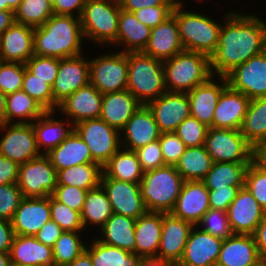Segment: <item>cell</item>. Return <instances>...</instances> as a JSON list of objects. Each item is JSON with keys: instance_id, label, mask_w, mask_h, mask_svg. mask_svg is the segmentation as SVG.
I'll use <instances>...</instances> for the list:
<instances>
[{"instance_id": "obj_15", "label": "cell", "mask_w": 266, "mask_h": 266, "mask_svg": "<svg viewBox=\"0 0 266 266\" xmlns=\"http://www.w3.org/2000/svg\"><path fill=\"white\" fill-rule=\"evenodd\" d=\"M89 83V59L84 54L60 59L57 77L52 86L54 111L79 88Z\"/></svg>"}, {"instance_id": "obj_45", "label": "cell", "mask_w": 266, "mask_h": 266, "mask_svg": "<svg viewBox=\"0 0 266 266\" xmlns=\"http://www.w3.org/2000/svg\"><path fill=\"white\" fill-rule=\"evenodd\" d=\"M54 14L47 0H22L14 11L15 22L37 28L42 26Z\"/></svg>"}, {"instance_id": "obj_24", "label": "cell", "mask_w": 266, "mask_h": 266, "mask_svg": "<svg viewBox=\"0 0 266 266\" xmlns=\"http://www.w3.org/2000/svg\"><path fill=\"white\" fill-rule=\"evenodd\" d=\"M215 79L216 76L213 75L208 81L187 93L190 102V116L196 118L208 128L212 127L214 110L219 96L228 85L225 76H217L219 81Z\"/></svg>"}, {"instance_id": "obj_63", "label": "cell", "mask_w": 266, "mask_h": 266, "mask_svg": "<svg viewBox=\"0 0 266 266\" xmlns=\"http://www.w3.org/2000/svg\"><path fill=\"white\" fill-rule=\"evenodd\" d=\"M14 236L11 221L0 219V252L10 253Z\"/></svg>"}, {"instance_id": "obj_17", "label": "cell", "mask_w": 266, "mask_h": 266, "mask_svg": "<svg viewBox=\"0 0 266 266\" xmlns=\"http://www.w3.org/2000/svg\"><path fill=\"white\" fill-rule=\"evenodd\" d=\"M161 133L175 132L180 123L190 116L187 93L166 91L147 104Z\"/></svg>"}, {"instance_id": "obj_7", "label": "cell", "mask_w": 266, "mask_h": 266, "mask_svg": "<svg viewBox=\"0 0 266 266\" xmlns=\"http://www.w3.org/2000/svg\"><path fill=\"white\" fill-rule=\"evenodd\" d=\"M120 9L118 0H86L80 16L85 40L100 48L113 45L117 40Z\"/></svg>"}, {"instance_id": "obj_69", "label": "cell", "mask_w": 266, "mask_h": 266, "mask_svg": "<svg viewBox=\"0 0 266 266\" xmlns=\"http://www.w3.org/2000/svg\"><path fill=\"white\" fill-rule=\"evenodd\" d=\"M6 109V95L0 90V124L4 123Z\"/></svg>"}, {"instance_id": "obj_74", "label": "cell", "mask_w": 266, "mask_h": 266, "mask_svg": "<svg viewBox=\"0 0 266 266\" xmlns=\"http://www.w3.org/2000/svg\"><path fill=\"white\" fill-rule=\"evenodd\" d=\"M47 1L53 6L56 0H47Z\"/></svg>"}, {"instance_id": "obj_3", "label": "cell", "mask_w": 266, "mask_h": 266, "mask_svg": "<svg viewBox=\"0 0 266 266\" xmlns=\"http://www.w3.org/2000/svg\"><path fill=\"white\" fill-rule=\"evenodd\" d=\"M184 6V2L176 0L172 15L178 23L185 51L211 56L218 46L222 24L209 15L183 9Z\"/></svg>"}, {"instance_id": "obj_8", "label": "cell", "mask_w": 266, "mask_h": 266, "mask_svg": "<svg viewBox=\"0 0 266 266\" xmlns=\"http://www.w3.org/2000/svg\"><path fill=\"white\" fill-rule=\"evenodd\" d=\"M128 52L113 51L89 60V82L103 95L127 89Z\"/></svg>"}, {"instance_id": "obj_41", "label": "cell", "mask_w": 266, "mask_h": 266, "mask_svg": "<svg viewBox=\"0 0 266 266\" xmlns=\"http://www.w3.org/2000/svg\"><path fill=\"white\" fill-rule=\"evenodd\" d=\"M213 160L204 145L188 147L175 165L185 181H202L211 170Z\"/></svg>"}, {"instance_id": "obj_75", "label": "cell", "mask_w": 266, "mask_h": 266, "mask_svg": "<svg viewBox=\"0 0 266 266\" xmlns=\"http://www.w3.org/2000/svg\"><path fill=\"white\" fill-rule=\"evenodd\" d=\"M11 266H24V265H16V264H11Z\"/></svg>"}, {"instance_id": "obj_22", "label": "cell", "mask_w": 266, "mask_h": 266, "mask_svg": "<svg viewBox=\"0 0 266 266\" xmlns=\"http://www.w3.org/2000/svg\"><path fill=\"white\" fill-rule=\"evenodd\" d=\"M161 131L147 105L142 104L120 132L121 147L136 151L159 139Z\"/></svg>"}, {"instance_id": "obj_31", "label": "cell", "mask_w": 266, "mask_h": 266, "mask_svg": "<svg viewBox=\"0 0 266 266\" xmlns=\"http://www.w3.org/2000/svg\"><path fill=\"white\" fill-rule=\"evenodd\" d=\"M260 260L253 235L233 234L223 240L216 266H252Z\"/></svg>"}, {"instance_id": "obj_20", "label": "cell", "mask_w": 266, "mask_h": 266, "mask_svg": "<svg viewBox=\"0 0 266 266\" xmlns=\"http://www.w3.org/2000/svg\"><path fill=\"white\" fill-rule=\"evenodd\" d=\"M103 94L90 82L62 101L56 111L67 117L74 125L94 118H100Z\"/></svg>"}, {"instance_id": "obj_36", "label": "cell", "mask_w": 266, "mask_h": 266, "mask_svg": "<svg viewBox=\"0 0 266 266\" xmlns=\"http://www.w3.org/2000/svg\"><path fill=\"white\" fill-rule=\"evenodd\" d=\"M46 110L22 89L6 96L4 123L30 124Z\"/></svg>"}, {"instance_id": "obj_28", "label": "cell", "mask_w": 266, "mask_h": 266, "mask_svg": "<svg viewBox=\"0 0 266 266\" xmlns=\"http://www.w3.org/2000/svg\"><path fill=\"white\" fill-rule=\"evenodd\" d=\"M141 105L142 103L127 89L107 93L102 98L100 118L109 126L121 132Z\"/></svg>"}, {"instance_id": "obj_42", "label": "cell", "mask_w": 266, "mask_h": 266, "mask_svg": "<svg viewBox=\"0 0 266 266\" xmlns=\"http://www.w3.org/2000/svg\"><path fill=\"white\" fill-rule=\"evenodd\" d=\"M103 167L98 163H86L57 171V185H68L92 190L100 186Z\"/></svg>"}, {"instance_id": "obj_39", "label": "cell", "mask_w": 266, "mask_h": 266, "mask_svg": "<svg viewBox=\"0 0 266 266\" xmlns=\"http://www.w3.org/2000/svg\"><path fill=\"white\" fill-rule=\"evenodd\" d=\"M85 250L90 254L93 266H138L141 256L92 238ZM89 245V246H88Z\"/></svg>"}, {"instance_id": "obj_48", "label": "cell", "mask_w": 266, "mask_h": 266, "mask_svg": "<svg viewBox=\"0 0 266 266\" xmlns=\"http://www.w3.org/2000/svg\"><path fill=\"white\" fill-rule=\"evenodd\" d=\"M26 65L0 61V90L7 96L22 89Z\"/></svg>"}, {"instance_id": "obj_56", "label": "cell", "mask_w": 266, "mask_h": 266, "mask_svg": "<svg viewBox=\"0 0 266 266\" xmlns=\"http://www.w3.org/2000/svg\"><path fill=\"white\" fill-rule=\"evenodd\" d=\"M143 172L165 166L159 139L136 150Z\"/></svg>"}, {"instance_id": "obj_72", "label": "cell", "mask_w": 266, "mask_h": 266, "mask_svg": "<svg viewBox=\"0 0 266 266\" xmlns=\"http://www.w3.org/2000/svg\"><path fill=\"white\" fill-rule=\"evenodd\" d=\"M0 10H4V11H13V10L8 6V3L5 2V0H0Z\"/></svg>"}, {"instance_id": "obj_60", "label": "cell", "mask_w": 266, "mask_h": 266, "mask_svg": "<svg viewBox=\"0 0 266 266\" xmlns=\"http://www.w3.org/2000/svg\"><path fill=\"white\" fill-rule=\"evenodd\" d=\"M85 2L86 0H56L52 8L54 14L72 15L80 18Z\"/></svg>"}, {"instance_id": "obj_54", "label": "cell", "mask_w": 266, "mask_h": 266, "mask_svg": "<svg viewBox=\"0 0 266 266\" xmlns=\"http://www.w3.org/2000/svg\"><path fill=\"white\" fill-rule=\"evenodd\" d=\"M159 142L165 165L175 166L185 152L186 145L175 132L161 133Z\"/></svg>"}, {"instance_id": "obj_37", "label": "cell", "mask_w": 266, "mask_h": 266, "mask_svg": "<svg viewBox=\"0 0 266 266\" xmlns=\"http://www.w3.org/2000/svg\"><path fill=\"white\" fill-rule=\"evenodd\" d=\"M103 173L112 179L140 183L143 170L136 151L121 147L103 166Z\"/></svg>"}, {"instance_id": "obj_19", "label": "cell", "mask_w": 266, "mask_h": 266, "mask_svg": "<svg viewBox=\"0 0 266 266\" xmlns=\"http://www.w3.org/2000/svg\"><path fill=\"white\" fill-rule=\"evenodd\" d=\"M50 220V196L23 197L11 223L15 235L35 236Z\"/></svg>"}, {"instance_id": "obj_71", "label": "cell", "mask_w": 266, "mask_h": 266, "mask_svg": "<svg viewBox=\"0 0 266 266\" xmlns=\"http://www.w3.org/2000/svg\"><path fill=\"white\" fill-rule=\"evenodd\" d=\"M5 2L8 3V6L15 11L18 6L20 5V3L22 2V0H5Z\"/></svg>"}, {"instance_id": "obj_13", "label": "cell", "mask_w": 266, "mask_h": 266, "mask_svg": "<svg viewBox=\"0 0 266 266\" xmlns=\"http://www.w3.org/2000/svg\"><path fill=\"white\" fill-rule=\"evenodd\" d=\"M225 77L232 89L250 100L266 97V51L249 58Z\"/></svg>"}, {"instance_id": "obj_33", "label": "cell", "mask_w": 266, "mask_h": 266, "mask_svg": "<svg viewBox=\"0 0 266 266\" xmlns=\"http://www.w3.org/2000/svg\"><path fill=\"white\" fill-rule=\"evenodd\" d=\"M162 234V213L147 211L135 223L134 253L141 257H156Z\"/></svg>"}, {"instance_id": "obj_18", "label": "cell", "mask_w": 266, "mask_h": 266, "mask_svg": "<svg viewBox=\"0 0 266 266\" xmlns=\"http://www.w3.org/2000/svg\"><path fill=\"white\" fill-rule=\"evenodd\" d=\"M233 234L253 235L265 217V210L252 194L242 187L227 210Z\"/></svg>"}, {"instance_id": "obj_43", "label": "cell", "mask_w": 266, "mask_h": 266, "mask_svg": "<svg viewBox=\"0 0 266 266\" xmlns=\"http://www.w3.org/2000/svg\"><path fill=\"white\" fill-rule=\"evenodd\" d=\"M240 131L252 147L266 139V97L250 101Z\"/></svg>"}, {"instance_id": "obj_46", "label": "cell", "mask_w": 266, "mask_h": 266, "mask_svg": "<svg viewBox=\"0 0 266 266\" xmlns=\"http://www.w3.org/2000/svg\"><path fill=\"white\" fill-rule=\"evenodd\" d=\"M22 90L37 101L46 111H54L52 87L25 68Z\"/></svg>"}, {"instance_id": "obj_62", "label": "cell", "mask_w": 266, "mask_h": 266, "mask_svg": "<svg viewBox=\"0 0 266 266\" xmlns=\"http://www.w3.org/2000/svg\"><path fill=\"white\" fill-rule=\"evenodd\" d=\"M121 9L134 12L144 7L156 5H176V0H118Z\"/></svg>"}, {"instance_id": "obj_73", "label": "cell", "mask_w": 266, "mask_h": 266, "mask_svg": "<svg viewBox=\"0 0 266 266\" xmlns=\"http://www.w3.org/2000/svg\"><path fill=\"white\" fill-rule=\"evenodd\" d=\"M252 266H266V261L265 260H260V261H258L256 264H254Z\"/></svg>"}, {"instance_id": "obj_16", "label": "cell", "mask_w": 266, "mask_h": 266, "mask_svg": "<svg viewBox=\"0 0 266 266\" xmlns=\"http://www.w3.org/2000/svg\"><path fill=\"white\" fill-rule=\"evenodd\" d=\"M194 225L172 213H162V234L157 256L162 261L177 265Z\"/></svg>"}, {"instance_id": "obj_5", "label": "cell", "mask_w": 266, "mask_h": 266, "mask_svg": "<svg viewBox=\"0 0 266 266\" xmlns=\"http://www.w3.org/2000/svg\"><path fill=\"white\" fill-rule=\"evenodd\" d=\"M184 182L175 166L165 165L144 172L139 186L146 209L151 212L171 213Z\"/></svg>"}, {"instance_id": "obj_47", "label": "cell", "mask_w": 266, "mask_h": 266, "mask_svg": "<svg viewBox=\"0 0 266 266\" xmlns=\"http://www.w3.org/2000/svg\"><path fill=\"white\" fill-rule=\"evenodd\" d=\"M50 208L51 220H53L58 226H60L63 231H85L81 221V213L74 211L64 203L57 201L52 195L50 196Z\"/></svg>"}, {"instance_id": "obj_58", "label": "cell", "mask_w": 266, "mask_h": 266, "mask_svg": "<svg viewBox=\"0 0 266 266\" xmlns=\"http://www.w3.org/2000/svg\"><path fill=\"white\" fill-rule=\"evenodd\" d=\"M242 187H216V190H209V205L211 209L227 212L229 205L237 196Z\"/></svg>"}, {"instance_id": "obj_30", "label": "cell", "mask_w": 266, "mask_h": 266, "mask_svg": "<svg viewBox=\"0 0 266 266\" xmlns=\"http://www.w3.org/2000/svg\"><path fill=\"white\" fill-rule=\"evenodd\" d=\"M11 264L24 266H54L53 248L35 236L15 235L10 249Z\"/></svg>"}, {"instance_id": "obj_9", "label": "cell", "mask_w": 266, "mask_h": 266, "mask_svg": "<svg viewBox=\"0 0 266 266\" xmlns=\"http://www.w3.org/2000/svg\"><path fill=\"white\" fill-rule=\"evenodd\" d=\"M74 128L89 147L92 159L102 167L121 148L120 132L101 118L81 121Z\"/></svg>"}, {"instance_id": "obj_67", "label": "cell", "mask_w": 266, "mask_h": 266, "mask_svg": "<svg viewBox=\"0 0 266 266\" xmlns=\"http://www.w3.org/2000/svg\"><path fill=\"white\" fill-rule=\"evenodd\" d=\"M138 266H175V265L162 261L158 257H141Z\"/></svg>"}, {"instance_id": "obj_10", "label": "cell", "mask_w": 266, "mask_h": 266, "mask_svg": "<svg viewBox=\"0 0 266 266\" xmlns=\"http://www.w3.org/2000/svg\"><path fill=\"white\" fill-rule=\"evenodd\" d=\"M204 146L213 162H252V146L240 130L209 127Z\"/></svg>"}, {"instance_id": "obj_66", "label": "cell", "mask_w": 266, "mask_h": 266, "mask_svg": "<svg viewBox=\"0 0 266 266\" xmlns=\"http://www.w3.org/2000/svg\"><path fill=\"white\" fill-rule=\"evenodd\" d=\"M15 23L14 11L0 10V35Z\"/></svg>"}, {"instance_id": "obj_34", "label": "cell", "mask_w": 266, "mask_h": 266, "mask_svg": "<svg viewBox=\"0 0 266 266\" xmlns=\"http://www.w3.org/2000/svg\"><path fill=\"white\" fill-rule=\"evenodd\" d=\"M46 156L56 171L80 164L96 163L89 147L75 130Z\"/></svg>"}, {"instance_id": "obj_14", "label": "cell", "mask_w": 266, "mask_h": 266, "mask_svg": "<svg viewBox=\"0 0 266 266\" xmlns=\"http://www.w3.org/2000/svg\"><path fill=\"white\" fill-rule=\"evenodd\" d=\"M100 185L107 193L113 213L137 220L148 211L141 195L139 183L108 178L102 173Z\"/></svg>"}, {"instance_id": "obj_44", "label": "cell", "mask_w": 266, "mask_h": 266, "mask_svg": "<svg viewBox=\"0 0 266 266\" xmlns=\"http://www.w3.org/2000/svg\"><path fill=\"white\" fill-rule=\"evenodd\" d=\"M82 233L63 231L53 246L54 266H69L85 250Z\"/></svg>"}, {"instance_id": "obj_32", "label": "cell", "mask_w": 266, "mask_h": 266, "mask_svg": "<svg viewBox=\"0 0 266 266\" xmlns=\"http://www.w3.org/2000/svg\"><path fill=\"white\" fill-rule=\"evenodd\" d=\"M151 28L141 23L133 12L120 9L117 40L112 45L121 52H141L148 44Z\"/></svg>"}, {"instance_id": "obj_6", "label": "cell", "mask_w": 266, "mask_h": 266, "mask_svg": "<svg viewBox=\"0 0 266 266\" xmlns=\"http://www.w3.org/2000/svg\"><path fill=\"white\" fill-rule=\"evenodd\" d=\"M127 90L142 104L160 97L166 90L163 61L141 52H128Z\"/></svg>"}, {"instance_id": "obj_25", "label": "cell", "mask_w": 266, "mask_h": 266, "mask_svg": "<svg viewBox=\"0 0 266 266\" xmlns=\"http://www.w3.org/2000/svg\"><path fill=\"white\" fill-rule=\"evenodd\" d=\"M250 101L246 95L227 85L217 101L212 127L240 130Z\"/></svg>"}, {"instance_id": "obj_65", "label": "cell", "mask_w": 266, "mask_h": 266, "mask_svg": "<svg viewBox=\"0 0 266 266\" xmlns=\"http://www.w3.org/2000/svg\"><path fill=\"white\" fill-rule=\"evenodd\" d=\"M252 163L266 172V139L257 142L252 147Z\"/></svg>"}, {"instance_id": "obj_29", "label": "cell", "mask_w": 266, "mask_h": 266, "mask_svg": "<svg viewBox=\"0 0 266 266\" xmlns=\"http://www.w3.org/2000/svg\"><path fill=\"white\" fill-rule=\"evenodd\" d=\"M57 111H45L33 123L37 146L41 154L46 155L56 148L74 130V124L67 118L56 119L53 116ZM65 120V121H64ZM68 128H67V127Z\"/></svg>"}, {"instance_id": "obj_57", "label": "cell", "mask_w": 266, "mask_h": 266, "mask_svg": "<svg viewBox=\"0 0 266 266\" xmlns=\"http://www.w3.org/2000/svg\"><path fill=\"white\" fill-rule=\"evenodd\" d=\"M175 5H156L134 11L136 18L144 25L154 28L172 15Z\"/></svg>"}, {"instance_id": "obj_55", "label": "cell", "mask_w": 266, "mask_h": 266, "mask_svg": "<svg viewBox=\"0 0 266 266\" xmlns=\"http://www.w3.org/2000/svg\"><path fill=\"white\" fill-rule=\"evenodd\" d=\"M87 192L88 190H83L74 186L57 185L52 196L72 210L81 213Z\"/></svg>"}, {"instance_id": "obj_4", "label": "cell", "mask_w": 266, "mask_h": 266, "mask_svg": "<svg viewBox=\"0 0 266 266\" xmlns=\"http://www.w3.org/2000/svg\"><path fill=\"white\" fill-rule=\"evenodd\" d=\"M165 85L168 92L188 93L212 76L210 56L182 51L163 61Z\"/></svg>"}, {"instance_id": "obj_70", "label": "cell", "mask_w": 266, "mask_h": 266, "mask_svg": "<svg viewBox=\"0 0 266 266\" xmlns=\"http://www.w3.org/2000/svg\"><path fill=\"white\" fill-rule=\"evenodd\" d=\"M0 266H11L9 253L0 252Z\"/></svg>"}, {"instance_id": "obj_52", "label": "cell", "mask_w": 266, "mask_h": 266, "mask_svg": "<svg viewBox=\"0 0 266 266\" xmlns=\"http://www.w3.org/2000/svg\"><path fill=\"white\" fill-rule=\"evenodd\" d=\"M244 187L266 212V172L251 162L245 173Z\"/></svg>"}, {"instance_id": "obj_2", "label": "cell", "mask_w": 266, "mask_h": 266, "mask_svg": "<svg viewBox=\"0 0 266 266\" xmlns=\"http://www.w3.org/2000/svg\"><path fill=\"white\" fill-rule=\"evenodd\" d=\"M84 40L80 18L53 14L34 30V54L59 59L75 57L83 54Z\"/></svg>"}, {"instance_id": "obj_35", "label": "cell", "mask_w": 266, "mask_h": 266, "mask_svg": "<svg viewBox=\"0 0 266 266\" xmlns=\"http://www.w3.org/2000/svg\"><path fill=\"white\" fill-rule=\"evenodd\" d=\"M136 220L113 213L99 230L97 239L111 246L134 253ZM102 232V233H101Z\"/></svg>"}, {"instance_id": "obj_40", "label": "cell", "mask_w": 266, "mask_h": 266, "mask_svg": "<svg viewBox=\"0 0 266 266\" xmlns=\"http://www.w3.org/2000/svg\"><path fill=\"white\" fill-rule=\"evenodd\" d=\"M112 214L111 203L101 185L87 192L81 212V221L84 229H87L89 225L90 227L93 225L94 228L98 227L100 230Z\"/></svg>"}, {"instance_id": "obj_23", "label": "cell", "mask_w": 266, "mask_h": 266, "mask_svg": "<svg viewBox=\"0 0 266 266\" xmlns=\"http://www.w3.org/2000/svg\"><path fill=\"white\" fill-rule=\"evenodd\" d=\"M209 209V190L205 183L185 181L171 213L197 226Z\"/></svg>"}, {"instance_id": "obj_26", "label": "cell", "mask_w": 266, "mask_h": 266, "mask_svg": "<svg viewBox=\"0 0 266 266\" xmlns=\"http://www.w3.org/2000/svg\"><path fill=\"white\" fill-rule=\"evenodd\" d=\"M35 28L15 22L0 35V61L26 63L34 55Z\"/></svg>"}, {"instance_id": "obj_51", "label": "cell", "mask_w": 266, "mask_h": 266, "mask_svg": "<svg viewBox=\"0 0 266 266\" xmlns=\"http://www.w3.org/2000/svg\"><path fill=\"white\" fill-rule=\"evenodd\" d=\"M59 61V58L41 57L34 54L25 65L37 78L45 80L52 87L57 77Z\"/></svg>"}, {"instance_id": "obj_64", "label": "cell", "mask_w": 266, "mask_h": 266, "mask_svg": "<svg viewBox=\"0 0 266 266\" xmlns=\"http://www.w3.org/2000/svg\"><path fill=\"white\" fill-rule=\"evenodd\" d=\"M261 260L266 261V215L253 234Z\"/></svg>"}, {"instance_id": "obj_59", "label": "cell", "mask_w": 266, "mask_h": 266, "mask_svg": "<svg viewBox=\"0 0 266 266\" xmlns=\"http://www.w3.org/2000/svg\"><path fill=\"white\" fill-rule=\"evenodd\" d=\"M63 230L53 220L46 222L35 235L41 243L53 248L56 240L61 236Z\"/></svg>"}, {"instance_id": "obj_12", "label": "cell", "mask_w": 266, "mask_h": 266, "mask_svg": "<svg viewBox=\"0 0 266 266\" xmlns=\"http://www.w3.org/2000/svg\"><path fill=\"white\" fill-rule=\"evenodd\" d=\"M0 132H5L0 138V155L9 158L18 165L42 155L37 146L32 123H2L0 124Z\"/></svg>"}, {"instance_id": "obj_49", "label": "cell", "mask_w": 266, "mask_h": 266, "mask_svg": "<svg viewBox=\"0 0 266 266\" xmlns=\"http://www.w3.org/2000/svg\"><path fill=\"white\" fill-rule=\"evenodd\" d=\"M197 226L203 231L223 240L233 235L228 214L222 210L210 208Z\"/></svg>"}, {"instance_id": "obj_50", "label": "cell", "mask_w": 266, "mask_h": 266, "mask_svg": "<svg viewBox=\"0 0 266 266\" xmlns=\"http://www.w3.org/2000/svg\"><path fill=\"white\" fill-rule=\"evenodd\" d=\"M207 131L208 127L205 124L189 116L180 123L175 133L188 148L204 145Z\"/></svg>"}, {"instance_id": "obj_38", "label": "cell", "mask_w": 266, "mask_h": 266, "mask_svg": "<svg viewBox=\"0 0 266 266\" xmlns=\"http://www.w3.org/2000/svg\"><path fill=\"white\" fill-rule=\"evenodd\" d=\"M251 162H213L202 180L208 190L216 187H244L245 173Z\"/></svg>"}, {"instance_id": "obj_11", "label": "cell", "mask_w": 266, "mask_h": 266, "mask_svg": "<svg viewBox=\"0 0 266 266\" xmlns=\"http://www.w3.org/2000/svg\"><path fill=\"white\" fill-rule=\"evenodd\" d=\"M17 185L23 197L51 196L57 186V171L49 158L42 154L19 165Z\"/></svg>"}, {"instance_id": "obj_61", "label": "cell", "mask_w": 266, "mask_h": 266, "mask_svg": "<svg viewBox=\"0 0 266 266\" xmlns=\"http://www.w3.org/2000/svg\"><path fill=\"white\" fill-rule=\"evenodd\" d=\"M19 165L9 158L0 155V185L17 183Z\"/></svg>"}, {"instance_id": "obj_1", "label": "cell", "mask_w": 266, "mask_h": 266, "mask_svg": "<svg viewBox=\"0 0 266 266\" xmlns=\"http://www.w3.org/2000/svg\"><path fill=\"white\" fill-rule=\"evenodd\" d=\"M220 31L219 43L210 56L214 76H226L237 66L266 49V21L258 14L228 11Z\"/></svg>"}, {"instance_id": "obj_68", "label": "cell", "mask_w": 266, "mask_h": 266, "mask_svg": "<svg viewBox=\"0 0 266 266\" xmlns=\"http://www.w3.org/2000/svg\"><path fill=\"white\" fill-rule=\"evenodd\" d=\"M69 266H93L90 254L84 250Z\"/></svg>"}, {"instance_id": "obj_53", "label": "cell", "mask_w": 266, "mask_h": 266, "mask_svg": "<svg viewBox=\"0 0 266 266\" xmlns=\"http://www.w3.org/2000/svg\"><path fill=\"white\" fill-rule=\"evenodd\" d=\"M22 198L17 183L0 185V219L11 221Z\"/></svg>"}, {"instance_id": "obj_27", "label": "cell", "mask_w": 266, "mask_h": 266, "mask_svg": "<svg viewBox=\"0 0 266 266\" xmlns=\"http://www.w3.org/2000/svg\"><path fill=\"white\" fill-rule=\"evenodd\" d=\"M182 51L185 49L180 38L178 23L171 15L164 22L151 28L148 44L142 52L164 61Z\"/></svg>"}, {"instance_id": "obj_21", "label": "cell", "mask_w": 266, "mask_h": 266, "mask_svg": "<svg viewBox=\"0 0 266 266\" xmlns=\"http://www.w3.org/2000/svg\"><path fill=\"white\" fill-rule=\"evenodd\" d=\"M223 239L194 226L176 266H216Z\"/></svg>"}]
</instances>
